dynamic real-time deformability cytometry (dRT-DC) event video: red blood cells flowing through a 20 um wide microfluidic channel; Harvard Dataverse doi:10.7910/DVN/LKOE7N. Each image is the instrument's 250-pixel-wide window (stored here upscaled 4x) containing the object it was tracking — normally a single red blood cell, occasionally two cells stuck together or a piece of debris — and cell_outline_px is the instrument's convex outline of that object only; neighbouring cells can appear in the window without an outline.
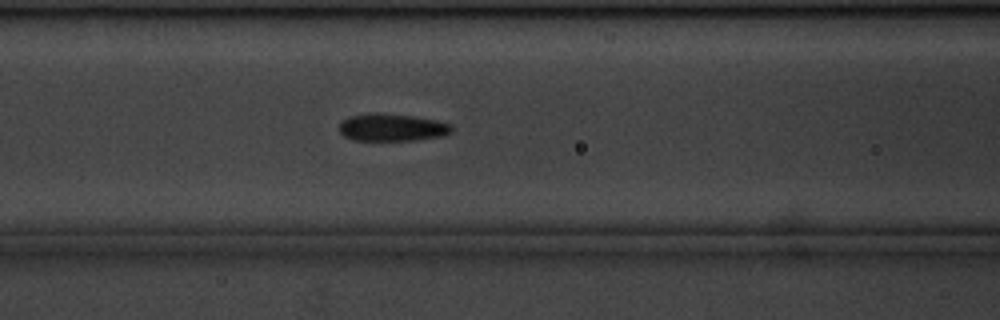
{"species": "common noctule bat (a hibernating species)", "species_latin": "Nyctalus noctula", "temperature_condition": "cold", "stored_images_in_passage": 12, "camera_frame_rate_fps": 3000, "um_per_image_px": 0.085, "animal": {"sex": "male", "body_mass_g": 20.1, "forearm_length_mm": 53.5}, "frame": {"image": 1, "passage_image": 6, "time_ms": 1.667, "image_size_px": [1000, 320], "cell_outline_px": [[452, 132], [444, 136], [420, 140], [352, 140], [344, 136], [340, 132], [340, 124], [344, 120], [352, 116], [368, 112], [384, 112], [412, 116], [436, 120], [452, 124]], "centroid_in_image_um": [33.36, 10.82], "position_along_channel_um": 133.2, "area_um2": 18.21}}